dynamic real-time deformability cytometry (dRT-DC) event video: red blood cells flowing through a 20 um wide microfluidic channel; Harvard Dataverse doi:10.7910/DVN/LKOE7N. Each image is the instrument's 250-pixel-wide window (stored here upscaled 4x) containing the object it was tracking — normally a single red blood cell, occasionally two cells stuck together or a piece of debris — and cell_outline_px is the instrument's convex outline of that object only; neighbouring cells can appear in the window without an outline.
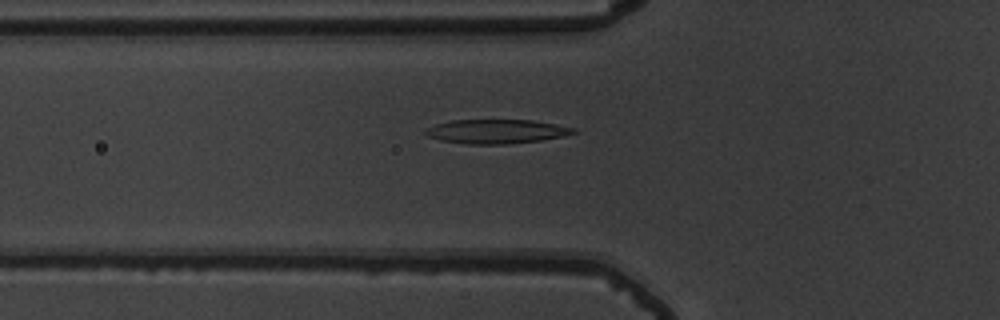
{"species": "common noctule bat (a hibernating species)", "species_latin": "Nyctalus noctula", "temperature_condition": "warm", "stored_images_in_passage": 54, "camera_frame_rate_fps": 3000, "um_per_image_px": 0.085, "animal": {"sex": "male", "body_mass_g": 19.5, "forearm_length_mm": 54.6}, "frame": {"image": 1, "passage_image": 20, "time_ms": 6.333, "image_size_px": [1000, 320], "cell_outline_px": [[576, 132], [564, 136], [540, 140], [508, 144], [468, 144], [440, 140], [428, 136], [424, 132], [424, 128], [436, 124], [452, 120], [532, 120], [556, 124], [576, 128]], "centroid_in_image_um": [42.18, 11.17], "position_along_channel_um": 83.6, "area_um2": 20.81}}
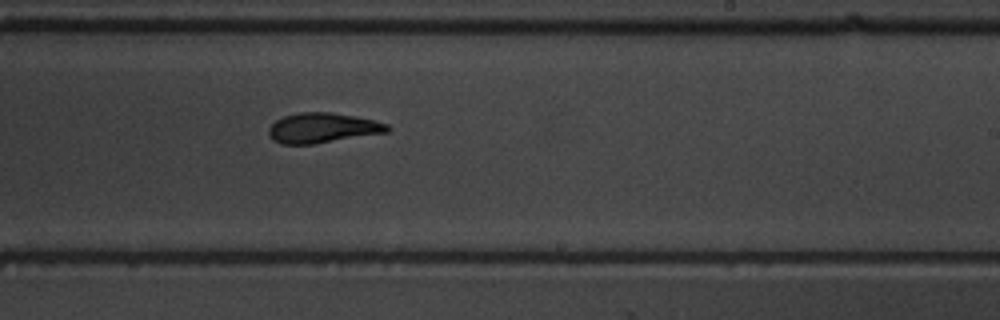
{"frame": {"image": 2, "passage_image": 34, "time_ms": 11.0, "image_size_px": [1000, 320], "cell_outline_px": [[392, 128], [388, 132], [312, 144], [280, 144], [272, 140], [268, 136], [268, 128], [276, 120], [284, 116], [296, 112], [328, 112], [376, 120], [388, 124]], "centroid_in_image_um": [27.39, 10.87], "position_along_channel_um": 261.6, "area_um2": 20.81}}
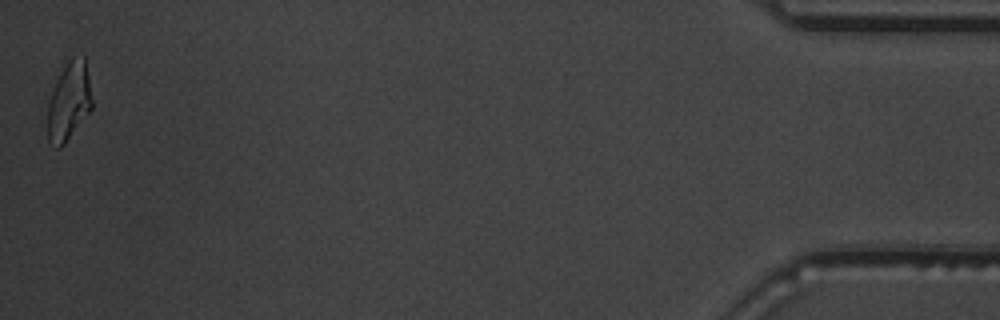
{"frame": {"image": 3, "passage_image": 54, "time_ms": 17.667, "image_size_px": [1000, 320], "cell_outline_px": [[92, 108], [64, 144], [60, 148], [56, 148], [48, 144], [48, 104], [52, 92], [68, 60], [72, 56], [84, 56], [88, 76], [92, 100]], "centroid_in_image_um": [5.86, 8.66], "position_along_channel_um": 429.3, "area_um2": 19.83}, "authors_computed_cell_mechanics": {"area_um2": 20.9525, "velocity_mm_per_s": 3.8103, "shape_relaxation_time_tau1_ms": 4.6589, "shape_relaxation_time_tau2_ms": 2.2364, "deformation_change_tau1": 0.1843, "deformation_change_tau2": 0.0908}}